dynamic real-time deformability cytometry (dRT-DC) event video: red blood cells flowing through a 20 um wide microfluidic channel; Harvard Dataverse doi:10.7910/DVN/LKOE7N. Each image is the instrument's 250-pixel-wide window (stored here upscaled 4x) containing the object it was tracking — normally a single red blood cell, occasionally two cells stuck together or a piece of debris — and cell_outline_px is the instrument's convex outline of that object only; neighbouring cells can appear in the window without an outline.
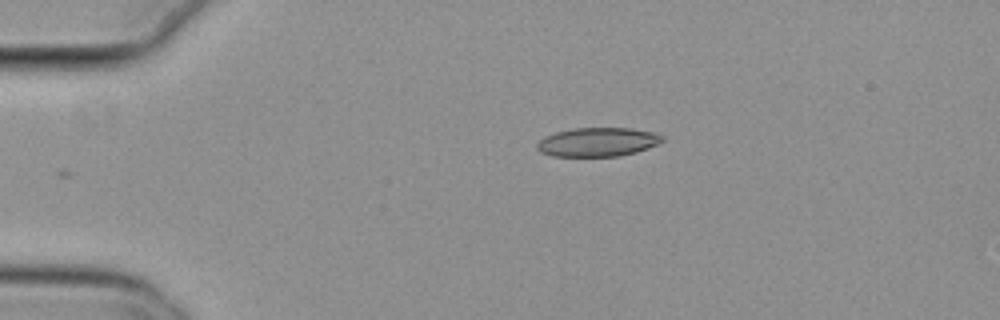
{"species": "common noctule bat (a hibernating species)", "species_latin": "Nyctalus noctula", "temperature_condition": "cold", "stored_images_in_passage": 35, "camera_frame_rate_fps": 3000, "um_per_image_px": 0.085, "animal": {"sex": "female", "body_mass_g": 29.2, "forearm_length_mm": 56.3}, "frame": {"image": 1, "passage_image": 1, "time_ms": 0.0, "image_size_px": [1000, 320], "cell_outline_px": [[664, 140], [660, 144], [636, 152], [620, 156], [552, 156], [540, 152], [536, 148], [536, 144], [544, 136], [556, 132], [572, 128], [632, 128], [652, 132], [664, 136]], "centroid_in_image_um": [50.81, 12.07], "position_along_channel_um": 34.2, "area_um2": 21.27}}
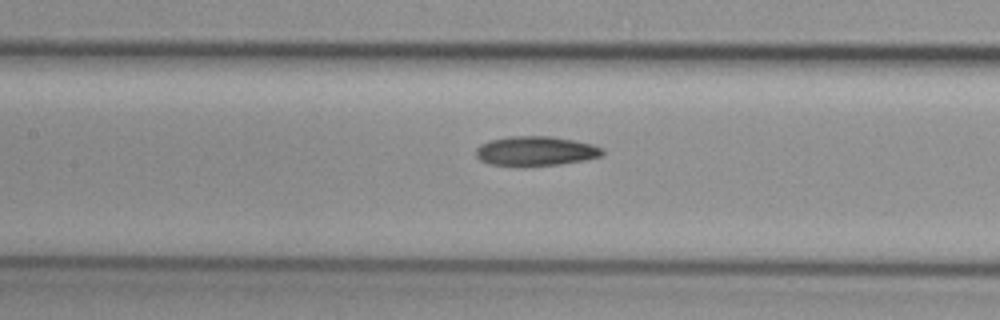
{"frame": {"image": 2, "passage_image": 15, "time_ms": 4.667, "image_size_px": [1000, 320], "cell_outline_px": [[604, 152], [600, 156], [584, 160], [560, 164], [532, 168], [512, 168], [488, 164], [480, 160], [476, 156], [476, 148], [480, 144], [488, 140], [508, 136], [548, 136], [572, 140], [592, 144], [604, 148]], "centroid_in_image_um": [45.46, 12.88], "position_along_channel_um": 161.9, "area_um2": 22.6}}
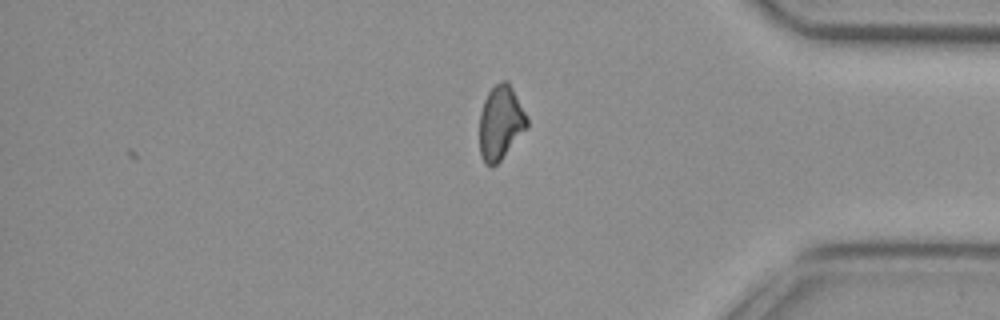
{"frame": {"image": 3, "passage_image": 35, "time_ms": 11.333, "image_size_px": [1000, 320], "cell_outline_px": [[528, 128], [500, 160], [492, 168], [484, 164], [480, 156], [480, 112], [484, 100], [488, 92], [500, 80], [508, 80], [528, 116]], "centroid_in_image_um": [42.56, 10.43], "position_along_channel_um": 392.6, "area_um2": 20.75}, "authors_computed_cell_mechanics": {"area_um2": 21.4438, "velocity_mm_per_s": 3.7956, "shape_relaxation_time_tau1_ms": 8.3102, "shape_relaxation_time_tau2_ms": null, "deformation_change_tau1": 0.1498, "deformation_change_tau2": null}}